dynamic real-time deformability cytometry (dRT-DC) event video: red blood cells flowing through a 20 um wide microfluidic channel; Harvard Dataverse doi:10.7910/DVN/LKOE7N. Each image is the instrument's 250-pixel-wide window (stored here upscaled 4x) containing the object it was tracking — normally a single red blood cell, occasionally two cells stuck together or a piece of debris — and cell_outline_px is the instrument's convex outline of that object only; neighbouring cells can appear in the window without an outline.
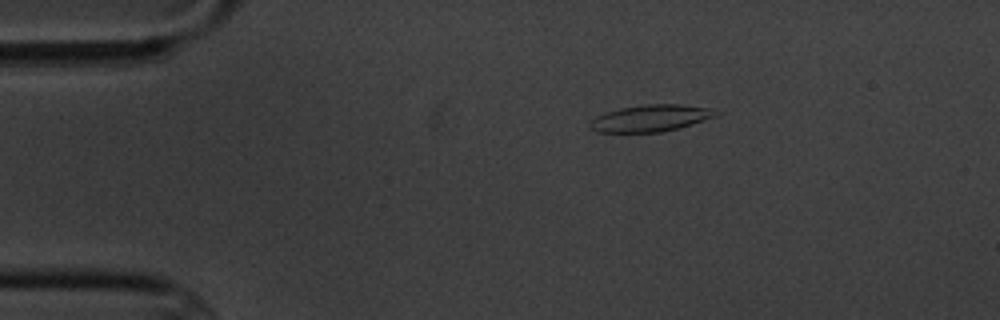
{"species": "common noctule bat (a hibernating species)", "species_latin": "Nyctalus noctula", "temperature_condition": "cold", "stored_images_in_passage": 5, "camera_frame_rate_fps": 3000, "um_per_image_px": 0.085, "animal": {"sex": "male", "body_mass_g": 20.1, "forearm_length_mm": 53.5}, "frame": {"image": 1, "passage_image": 3, "time_ms": 2.333, "image_size_px": [1000, 320], "cell_outline_px": [[720, 112], [716, 116], [692, 124], [660, 132], [596, 132], [588, 124], [588, 120], [604, 112], [620, 108], [644, 104], [680, 104], [708, 108]], "centroid_in_image_um": [55.24, 10.04], "position_along_channel_um": 29.8, "area_um2": 19.59}}